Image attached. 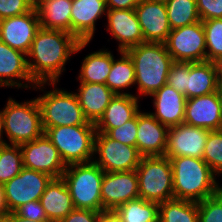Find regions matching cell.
Listing matches in <instances>:
<instances>
[{"instance_id": "1", "label": "cell", "mask_w": 222, "mask_h": 222, "mask_svg": "<svg viewBox=\"0 0 222 222\" xmlns=\"http://www.w3.org/2000/svg\"><path fill=\"white\" fill-rule=\"evenodd\" d=\"M90 42H80L72 33L64 30L40 28L29 53L27 65L36 83L58 82L72 55L82 52Z\"/></svg>"}, {"instance_id": "2", "label": "cell", "mask_w": 222, "mask_h": 222, "mask_svg": "<svg viewBox=\"0 0 222 222\" xmlns=\"http://www.w3.org/2000/svg\"><path fill=\"white\" fill-rule=\"evenodd\" d=\"M169 159L174 199L199 203L221 190L218 176L202 158L181 156Z\"/></svg>"}, {"instance_id": "3", "label": "cell", "mask_w": 222, "mask_h": 222, "mask_svg": "<svg viewBox=\"0 0 222 222\" xmlns=\"http://www.w3.org/2000/svg\"><path fill=\"white\" fill-rule=\"evenodd\" d=\"M126 52L134 64L136 97H149L167 84L173 59L165 43L144 42Z\"/></svg>"}, {"instance_id": "4", "label": "cell", "mask_w": 222, "mask_h": 222, "mask_svg": "<svg viewBox=\"0 0 222 222\" xmlns=\"http://www.w3.org/2000/svg\"><path fill=\"white\" fill-rule=\"evenodd\" d=\"M46 85L52 89L46 91ZM57 85L58 82H41L32 89L43 92L36 100L44 132L48 128L58 126L95 125L85 118L75 92L59 88Z\"/></svg>"}, {"instance_id": "5", "label": "cell", "mask_w": 222, "mask_h": 222, "mask_svg": "<svg viewBox=\"0 0 222 222\" xmlns=\"http://www.w3.org/2000/svg\"><path fill=\"white\" fill-rule=\"evenodd\" d=\"M3 143L20 145L35 140L44 134L41 112L36 100L23 102L9 97L2 108Z\"/></svg>"}, {"instance_id": "6", "label": "cell", "mask_w": 222, "mask_h": 222, "mask_svg": "<svg viewBox=\"0 0 222 222\" xmlns=\"http://www.w3.org/2000/svg\"><path fill=\"white\" fill-rule=\"evenodd\" d=\"M104 173L94 161L66 166L62 178L75 208L102 211L101 183Z\"/></svg>"}, {"instance_id": "7", "label": "cell", "mask_w": 222, "mask_h": 222, "mask_svg": "<svg viewBox=\"0 0 222 222\" xmlns=\"http://www.w3.org/2000/svg\"><path fill=\"white\" fill-rule=\"evenodd\" d=\"M44 133L57 148L66 166L93 161L95 125L51 127Z\"/></svg>"}, {"instance_id": "8", "label": "cell", "mask_w": 222, "mask_h": 222, "mask_svg": "<svg viewBox=\"0 0 222 222\" xmlns=\"http://www.w3.org/2000/svg\"><path fill=\"white\" fill-rule=\"evenodd\" d=\"M139 197L155 203L174 199L173 172L166 156H142L136 168Z\"/></svg>"}, {"instance_id": "9", "label": "cell", "mask_w": 222, "mask_h": 222, "mask_svg": "<svg viewBox=\"0 0 222 222\" xmlns=\"http://www.w3.org/2000/svg\"><path fill=\"white\" fill-rule=\"evenodd\" d=\"M142 155L137 147L111 139L107 134L96 132L93 161L104 172H127L136 170Z\"/></svg>"}, {"instance_id": "10", "label": "cell", "mask_w": 222, "mask_h": 222, "mask_svg": "<svg viewBox=\"0 0 222 222\" xmlns=\"http://www.w3.org/2000/svg\"><path fill=\"white\" fill-rule=\"evenodd\" d=\"M165 45L173 61H206V38L202 21L172 29Z\"/></svg>"}, {"instance_id": "11", "label": "cell", "mask_w": 222, "mask_h": 222, "mask_svg": "<svg viewBox=\"0 0 222 222\" xmlns=\"http://www.w3.org/2000/svg\"><path fill=\"white\" fill-rule=\"evenodd\" d=\"M51 179L43 172L23 168L18 175L3 184L8 211L15 212L30 201L40 200Z\"/></svg>"}, {"instance_id": "12", "label": "cell", "mask_w": 222, "mask_h": 222, "mask_svg": "<svg viewBox=\"0 0 222 222\" xmlns=\"http://www.w3.org/2000/svg\"><path fill=\"white\" fill-rule=\"evenodd\" d=\"M23 166L43 172L52 178H60L66 170L57 148L44 133L33 141L20 144Z\"/></svg>"}, {"instance_id": "13", "label": "cell", "mask_w": 222, "mask_h": 222, "mask_svg": "<svg viewBox=\"0 0 222 222\" xmlns=\"http://www.w3.org/2000/svg\"><path fill=\"white\" fill-rule=\"evenodd\" d=\"M209 132L210 130L186 123L170 127L164 156L202 158Z\"/></svg>"}, {"instance_id": "14", "label": "cell", "mask_w": 222, "mask_h": 222, "mask_svg": "<svg viewBox=\"0 0 222 222\" xmlns=\"http://www.w3.org/2000/svg\"><path fill=\"white\" fill-rule=\"evenodd\" d=\"M40 22L36 8L22 15L0 20V40L13 49L28 54Z\"/></svg>"}, {"instance_id": "15", "label": "cell", "mask_w": 222, "mask_h": 222, "mask_svg": "<svg viewBox=\"0 0 222 222\" xmlns=\"http://www.w3.org/2000/svg\"><path fill=\"white\" fill-rule=\"evenodd\" d=\"M136 198H139L136 170L104 173L101 183L102 211L115 210Z\"/></svg>"}, {"instance_id": "16", "label": "cell", "mask_w": 222, "mask_h": 222, "mask_svg": "<svg viewBox=\"0 0 222 222\" xmlns=\"http://www.w3.org/2000/svg\"><path fill=\"white\" fill-rule=\"evenodd\" d=\"M36 84L29 73L27 54L0 40V88L29 90Z\"/></svg>"}, {"instance_id": "17", "label": "cell", "mask_w": 222, "mask_h": 222, "mask_svg": "<svg viewBox=\"0 0 222 222\" xmlns=\"http://www.w3.org/2000/svg\"><path fill=\"white\" fill-rule=\"evenodd\" d=\"M144 42L165 43L171 32L164 0H141L135 7Z\"/></svg>"}, {"instance_id": "18", "label": "cell", "mask_w": 222, "mask_h": 222, "mask_svg": "<svg viewBox=\"0 0 222 222\" xmlns=\"http://www.w3.org/2000/svg\"><path fill=\"white\" fill-rule=\"evenodd\" d=\"M184 123L210 131L220 130L222 99L219 92L187 99Z\"/></svg>"}, {"instance_id": "19", "label": "cell", "mask_w": 222, "mask_h": 222, "mask_svg": "<svg viewBox=\"0 0 222 222\" xmlns=\"http://www.w3.org/2000/svg\"><path fill=\"white\" fill-rule=\"evenodd\" d=\"M105 30L118 42L119 51L144 43V36L135 9H108Z\"/></svg>"}, {"instance_id": "20", "label": "cell", "mask_w": 222, "mask_h": 222, "mask_svg": "<svg viewBox=\"0 0 222 222\" xmlns=\"http://www.w3.org/2000/svg\"><path fill=\"white\" fill-rule=\"evenodd\" d=\"M107 10L106 0H72L71 33L80 42H91L96 23Z\"/></svg>"}, {"instance_id": "21", "label": "cell", "mask_w": 222, "mask_h": 222, "mask_svg": "<svg viewBox=\"0 0 222 222\" xmlns=\"http://www.w3.org/2000/svg\"><path fill=\"white\" fill-rule=\"evenodd\" d=\"M168 127L161 124L148 111L137 114L136 147L142 156H164Z\"/></svg>"}, {"instance_id": "22", "label": "cell", "mask_w": 222, "mask_h": 222, "mask_svg": "<svg viewBox=\"0 0 222 222\" xmlns=\"http://www.w3.org/2000/svg\"><path fill=\"white\" fill-rule=\"evenodd\" d=\"M154 112L149 113L168 128L184 123L187 98L170 85L165 84L151 96Z\"/></svg>"}, {"instance_id": "23", "label": "cell", "mask_w": 222, "mask_h": 222, "mask_svg": "<svg viewBox=\"0 0 222 222\" xmlns=\"http://www.w3.org/2000/svg\"><path fill=\"white\" fill-rule=\"evenodd\" d=\"M139 104L140 99L135 95H115L95 123L96 132L106 134L110 129L133 119L141 111Z\"/></svg>"}, {"instance_id": "24", "label": "cell", "mask_w": 222, "mask_h": 222, "mask_svg": "<svg viewBox=\"0 0 222 222\" xmlns=\"http://www.w3.org/2000/svg\"><path fill=\"white\" fill-rule=\"evenodd\" d=\"M85 118L96 123L103 115L111 99L116 95L105 84L79 83L75 92Z\"/></svg>"}, {"instance_id": "25", "label": "cell", "mask_w": 222, "mask_h": 222, "mask_svg": "<svg viewBox=\"0 0 222 222\" xmlns=\"http://www.w3.org/2000/svg\"><path fill=\"white\" fill-rule=\"evenodd\" d=\"M39 201L51 222H59L75 209L70 192L62 177L51 179Z\"/></svg>"}, {"instance_id": "26", "label": "cell", "mask_w": 222, "mask_h": 222, "mask_svg": "<svg viewBox=\"0 0 222 222\" xmlns=\"http://www.w3.org/2000/svg\"><path fill=\"white\" fill-rule=\"evenodd\" d=\"M35 8L41 28L71 33L72 0H43Z\"/></svg>"}, {"instance_id": "27", "label": "cell", "mask_w": 222, "mask_h": 222, "mask_svg": "<svg viewBox=\"0 0 222 222\" xmlns=\"http://www.w3.org/2000/svg\"><path fill=\"white\" fill-rule=\"evenodd\" d=\"M218 76L214 62H190L187 77V99L218 91Z\"/></svg>"}, {"instance_id": "28", "label": "cell", "mask_w": 222, "mask_h": 222, "mask_svg": "<svg viewBox=\"0 0 222 222\" xmlns=\"http://www.w3.org/2000/svg\"><path fill=\"white\" fill-rule=\"evenodd\" d=\"M114 57L113 53L108 48L104 49V47L87 54L82 59L76 80L79 83H100L106 85V79L110 73Z\"/></svg>"}, {"instance_id": "29", "label": "cell", "mask_w": 222, "mask_h": 222, "mask_svg": "<svg viewBox=\"0 0 222 222\" xmlns=\"http://www.w3.org/2000/svg\"><path fill=\"white\" fill-rule=\"evenodd\" d=\"M117 52L120 57L119 59L113 58L112 67L106 79V86L116 95H134L133 92H128L129 88L135 87L133 61L126 51L117 50Z\"/></svg>"}, {"instance_id": "30", "label": "cell", "mask_w": 222, "mask_h": 222, "mask_svg": "<svg viewBox=\"0 0 222 222\" xmlns=\"http://www.w3.org/2000/svg\"><path fill=\"white\" fill-rule=\"evenodd\" d=\"M122 222H159V204L136 198L115 209Z\"/></svg>"}, {"instance_id": "31", "label": "cell", "mask_w": 222, "mask_h": 222, "mask_svg": "<svg viewBox=\"0 0 222 222\" xmlns=\"http://www.w3.org/2000/svg\"><path fill=\"white\" fill-rule=\"evenodd\" d=\"M159 222H199L198 203L180 199L162 202Z\"/></svg>"}, {"instance_id": "32", "label": "cell", "mask_w": 222, "mask_h": 222, "mask_svg": "<svg viewBox=\"0 0 222 222\" xmlns=\"http://www.w3.org/2000/svg\"><path fill=\"white\" fill-rule=\"evenodd\" d=\"M171 29L201 21L196 0H164Z\"/></svg>"}, {"instance_id": "33", "label": "cell", "mask_w": 222, "mask_h": 222, "mask_svg": "<svg viewBox=\"0 0 222 222\" xmlns=\"http://www.w3.org/2000/svg\"><path fill=\"white\" fill-rule=\"evenodd\" d=\"M23 168L20 145L2 143L0 146V184L11 180Z\"/></svg>"}, {"instance_id": "34", "label": "cell", "mask_w": 222, "mask_h": 222, "mask_svg": "<svg viewBox=\"0 0 222 222\" xmlns=\"http://www.w3.org/2000/svg\"><path fill=\"white\" fill-rule=\"evenodd\" d=\"M206 38V61L222 57V18L202 21Z\"/></svg>"}, {"instance_id": "35", "label": "cell", "mask_w": 222, "mask_h": 222, "mask_svg": "<svg viewBox=\"0 0 222 222\" xmlns=\"http://www.w3.org/2000/svg\"><path fill=\"white\" fill-rule=\"evenodd\" d=\"M202 159L218 177H222V130L209 132Z\"/></svg>"}, {"instance_id": "36", "label": "cell", "mask_w": 222, "mask_h": 222, "mask_svg": "<svg viewBox=\"0 0 222 222\" xmlns=\"http://www.w3.org/2000/svg\"><path fill=\"white\" fill-rule=\"evenodd\" d=\"M199 222H222V189L198 203Z\"/></svg>"}, {"instance_id": "37", "label": "cell", "mask_w": 222, "mask_h": 222, "mask_svg": "<svg viewBox=\"0 0 222 222\" xmlns=\"http://www.w3.org/2000/svg\"><path fill=\"white\" fill-rule=\"evenodd\" d=\"M190 73V62L173 61L167 78V84L187 98V77Z\"/></svg>"}, {"instance_id": "38", "label": "cell", "mask_w": 222, "mask_h": 222, "mask_svg": "<svg viewBox=\"0 0 222 222\" xmlns=\"http://www.w3.org/2000/svg\"><path fill=\"white\" fill-rule=\"evenodd\" d=\"M106 134L120 143L136 147L137 115L123 125L110 129Z\"/></svg>"}, {"instance_id": "39", "label": "cell", "mask_w": 222, "mask_h": 222, "mask_svg": "<svg viewBox=\"0 0 222 222\" xmlns=\"http://www.w3.org/2000/svg\"><path fill=\"white\" fill-rule=\"evenodd\" d=\"M33 8L32 0H0V20L28 13Z\"/></svg>"}, {"instance_id": "40", "label": "cell", "mask_w": 222, "mask_h": 222, "mask_svg": "<svg viewBox=\"0 0 222 222\" xmlns=\"http://www.w3.org/2000/svg\"><path fill=\"white\" fill-rule=\"evenodd\" d=\"M201 21L222 18V0H196Z\"/></svg>"}, {"instance_id": "41", "label": "cell", "mask_w": 222, "mask_h": 222, "mask_svg": "<svg viewBox=\"0 0 222 222\" xmlns=\"http://www.w3.org/2000/svg\"><path fill=\"white\" fill-rule=\"evenodd\" d=\"M15 213L22 218L36 221H49L40 201H30L19 207Z\"/></svg>"}, {"instance_id": "42", "label": "cell", "mask_w": 222, "mask_h": 222, "mask_svg": "<svg viewBox=\"0 0 222 222\" xmlns=\"http://www.w3.org/2000/svg\"><path fill=\"white\" fill-rule=\"evenodd\" d=\"M99 212L91 209L75 208L59 222H98Z\"/></svg>"}, {"instance_id": "43", "label": "cell", "mask_w": 222, "mask_h": 222, "mask_svg": "<svg viewBox=\"0 0 222 222\" xmlns=\"http://www.w3.org/2000/svg\"><path fill=\"white\" fill-rule=\"evenodd\" d=\"M141 0H106L107 9H135Z\"/></svg>"}, {"instance_id": "44", "label": "cell", "mask_w": 222, "mask_h": 222, "mask_svg": "<svg viewBox=\"0 0 222 222\" xmlns=\"http://www.w3.org/2000/svg\"><path fill=\"white\" fill-rule=\"evenodd\" d=\"M98 222H122L115 210H103L99 212Z\"/></svg>"}, {"instance_id": "45", "label": "cell", "mask_w": 222, "mask_h": 222, "mask_svg": "<svg viewBox=\"0 0 222 222\" xmlns=\"http://www.w3.org/2000/svg\"><path fill=\"white\" fill-rule=\"evenodd\" d=\"M4 222H51V221H36V220H29L20 217L15 212H9L5 218L3 219Z\"/></svg>"}, {"instance_id": "46", "label": "cell", "mask_w": 222, "mask_h": 222, "mask_svg": "<svg viewBox=\"0 0 222 222\" xmlns=\"http://www.w3.org/2000/svg\"><path fill=\"white\" fill-rule=\"evenodd\" d=\"M8 213L3 184H0V220H3Z\"/></svg>"}, {"instance_id": "47", "label": "cell", "mask_w": 222, "mask_h": 222, "mask_svg": "<svg viewBox=\"0 0 222 222\" xmlns=\"http://www.w3.org/2000/svg\"><path fill=\"white\" fill-rule=\"evenodd\" d=\"M218 78H222V57L214 61Z\"/></svg>"}, {"instance_id": "48", "label": "cell", "mask_w": 222, "mask_h": 222, "mask_svg": "<svg viewBox=\"0 0 222 222\" xmlns=\"http://www.w3.org/2000/svg\"><path fill=\"white\" fill-rule=\"evenodd\" d=\"M0 140L3 141V116L1 109H0Z\"/></svg>"}, {"instance_id": "49", "label": "cell", "mask_w": 222, "mask_h": 222, "mask_svg": "<svg viewBox=\"0 0 222 222\" xmlns=\"http://www.w3.org/2000/svg\"><path fill=\"white\" fill-rule=\"evenodd\" d=\"M218 92L220 95V98L222 99V78H218Z\"/></svg>"}, {"instance_id": "50", "label": "cell", "mask_w": 222, "mask_h": 222, "mask_svg": "<svg viewBox=\"0 0 222 222\" xmlns=\"http://www.w3.org/2000/svg\"><path fill=\"white\" fill-rule=\"evenodd\" d=\"M41 1H43V0H32V3L34 5V7H35Z\"/></svg>"}]
</instances>
